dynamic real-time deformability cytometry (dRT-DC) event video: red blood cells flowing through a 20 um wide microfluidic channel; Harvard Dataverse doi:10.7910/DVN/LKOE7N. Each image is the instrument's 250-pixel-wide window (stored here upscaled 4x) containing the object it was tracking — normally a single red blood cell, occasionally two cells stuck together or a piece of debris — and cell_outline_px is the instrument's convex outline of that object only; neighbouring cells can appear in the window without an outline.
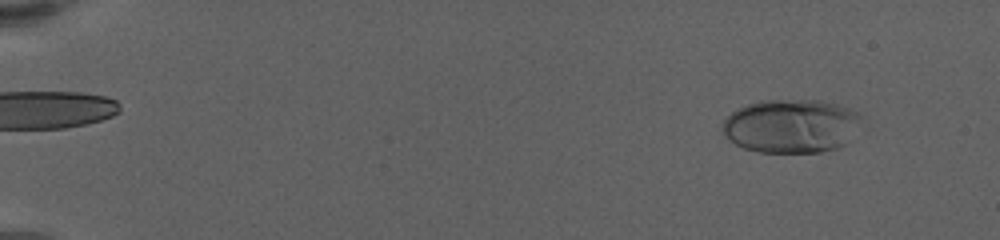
{"species": "human", "species_latin": "Homo sapiens", "temperature_condition": "warm", "stored_images_in_passage": 61, "camera_frame_rate_fps": 3000, "um_per_image_px": 0.085, "donor": {"sex": "female"}, "frame": {"image": 1, "passage_image": 5, "time_ms": 1.333, "image_size_px": [1000, 240], "cell_outline_px": [[860, 120], [844, 144], [836, 148], [820, 152], [756, 152], [744, 148], [736, 144], [724, 132], [724, 120], [736, 108], [748, 104], [764, 100], [820, 100], [836, 104], [848, 108], [856, 112], [860, 116]], "centroid_in_image_um": [67.22, 10.7], "position_along_channel_um": 17.8, "area_um2": 42.77}}
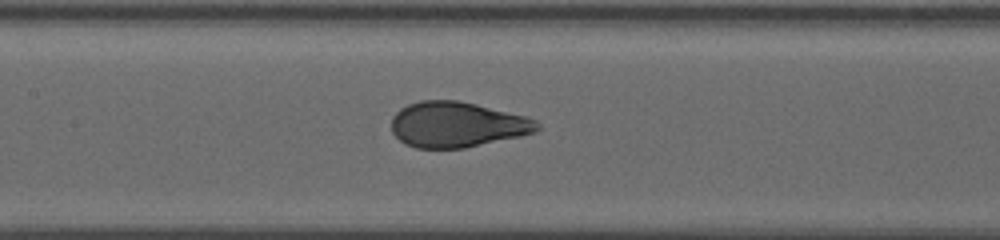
{"frame": {"image": 2, "passage_image": 31, "time_ms": 10.0, "image_size_px": [1000, 240], "cell_outline_px": [[540, 128], [536, 132], [520, 136], [464, 148], [416, 148], [404, 144], [392, 132], [392, 116], [400, 108], [408, 104], [420, 100], [456, 100], [476, 104], [524, 116], [536, 120], [540, 124]], "centroid_in_image_um": [38.83, 10.59], "position_along_channel_um": 168.6, "area_um2": 38.55}}
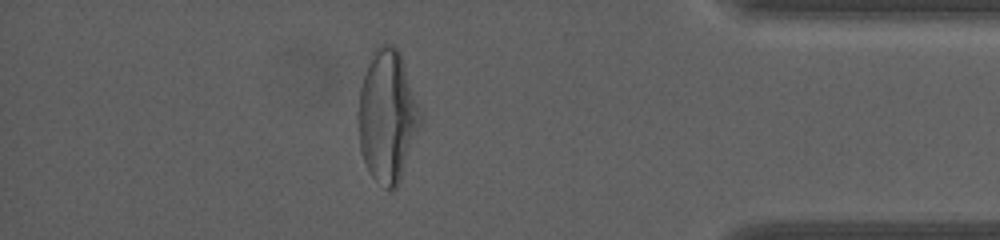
{"frame": {"image": 3, "passage_image": 54, "time_ms": 17.667, "image_size_px": [1000, 240], "cell_outline_px": [[424, 116], [400, 180], [396, 188], [392, 192], [388, 192], [372, 176], [364, 160], [360, 148], [356, 116], [356, 112], [360, 88], [372, 52], [380, 44], [392, 44], [400, 52]], "centroid_in_image_um": [32.93, 9.88], "position_along_channel_um": 402.3, "area_um2": 48.38}, "authors_computed_cell_mechanics": {"area_um2": 40.6912, "velocity_mm_per_s": 3.4102, "shape_relaxation_time_tau1_ms": 5.8274, "shape_relaxation_time_tau2_ms": null, "deformation_change_tau1": 0.2419, "deformation_change_tau2": null}}